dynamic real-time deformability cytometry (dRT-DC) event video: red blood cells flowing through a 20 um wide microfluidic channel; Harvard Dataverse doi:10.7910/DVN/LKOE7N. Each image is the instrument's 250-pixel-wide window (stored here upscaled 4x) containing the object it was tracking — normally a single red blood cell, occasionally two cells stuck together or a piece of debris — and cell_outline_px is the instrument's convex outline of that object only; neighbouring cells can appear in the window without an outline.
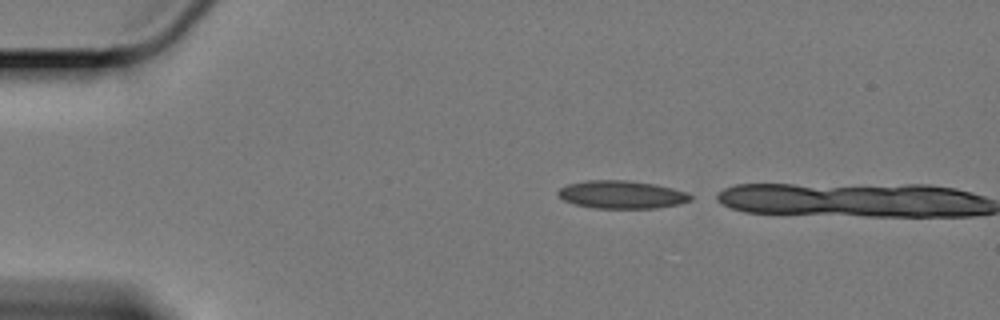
{"species": "Egyptian fruit bat (a non-hibernating species)", "species_latin": "Rousettus aegyptiacus", "temperature_condition": "cold", "stored_images_in_passage": 2, "camera_frame_rate_fps": 3000, "um_per_image_px": 0.085, "animal": {"sex": "female"}, "frame": {"image": 1, "passage_image": 1, "time_ms": 0.0, "image_size_px": [1000, 320], "cell_outline_px": [[692, 200], [680, 204], [656, 208], [596, 208], [576, 204], [564, 200], [556, 192], [560, 188], [568, 184], [588, 180], [628, 180], [656, 184], [688, 192], [692, 196]], "centroid_in_image_um": [52.88, 16.53], "position_along_channel_um": 32.1, "area_um2": 21.56}}